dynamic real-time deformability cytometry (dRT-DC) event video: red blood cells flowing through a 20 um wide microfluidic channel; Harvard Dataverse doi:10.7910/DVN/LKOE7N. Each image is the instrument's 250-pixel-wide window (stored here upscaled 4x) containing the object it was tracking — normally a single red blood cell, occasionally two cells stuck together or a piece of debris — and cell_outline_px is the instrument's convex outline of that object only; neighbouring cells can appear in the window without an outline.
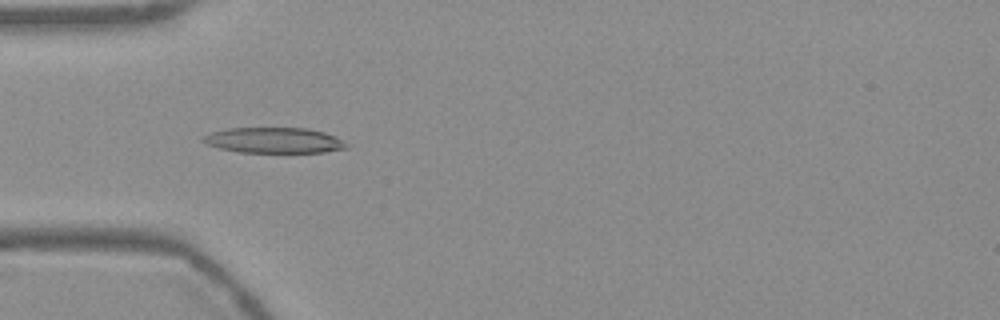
{"species": "Egyptian fruit bat (a non-hibernating species)", "species_latin": "Rousettus aegyptiacus", "temperature_condition": "warm", "stored_images_in_passage": 54, "camera_frame_rate_fps": 3000, "um_per_image_px": 0.085, "frame": {"image": 1, "passage_image": 17, "time_ms": 5.333, "image_size_px": [1000, 320], "cell_outline_px": [[348, 148], [324, 152], [240, 152], [220, 148], [208, 144], [204, 140], [204, 136], [212, 132], [228, 128], [308, 128], [324, 132], [336, 136], [344, 140], [348, 144]], "centroid_in_image_um": [23.37, 11.92], "position_along_channel_um": 61.6, "area_um2": 21.21}}
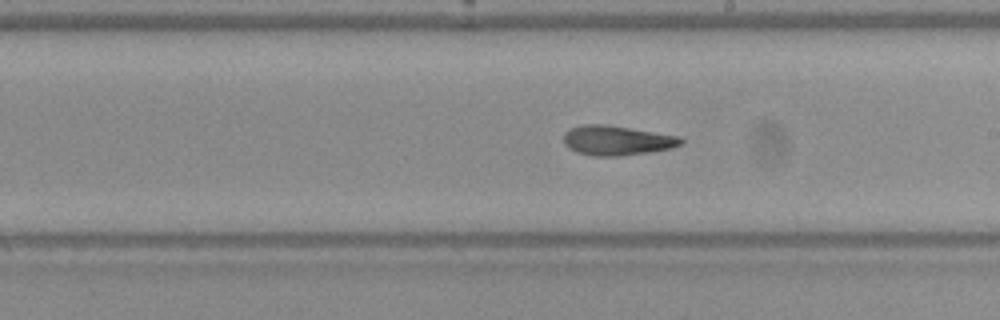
{"frame": {"image": 2, "passage_image": 31, "time_ms": 10.0, "image_size_px": [1000, 320], "cell_outline_px": [[684, 144], [672, 148], [648, 152], [620, 156], [592, 156], [576, 152], [568, 148], [564, 144], [564, 132], [568, 128], [580, 124], [608, 124], [680, 136], [684, 140]], "centroid_in_image_um": [52.42, 11.92], "position_along_channel_um": 236.6, "area_um2": 20.69}}
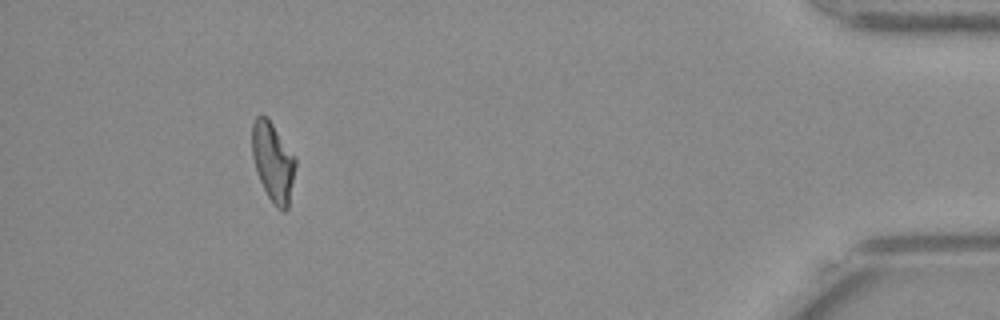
{"frame": {"image": 3, "passage_image": 50, "time_ms": 16.333, "image_size_px": [1000, 320], "cell_outline_px": [[296, 164], [288, 208], [284, 212], [276, 208], [268, 196], [256, 172], [252, 156], [252, 124], [256, 116], [268, 116], [296, 156]], "centroid_in_image_um": [23.21, 13.74], "position_along_channel_um": 412.0, "area_um2": 20.29}, "authors_computed_cell_mechanics": {"area_um2": 20.6057, "velocity_mm_per_s": 3.7676, "shape_relaxation_time_tau1_ms": null, "shape_relaxation_time_tau2_ms": 3.9496, "deformation_change_tau1": null, "deformation_change_tau2": 0.1332}}